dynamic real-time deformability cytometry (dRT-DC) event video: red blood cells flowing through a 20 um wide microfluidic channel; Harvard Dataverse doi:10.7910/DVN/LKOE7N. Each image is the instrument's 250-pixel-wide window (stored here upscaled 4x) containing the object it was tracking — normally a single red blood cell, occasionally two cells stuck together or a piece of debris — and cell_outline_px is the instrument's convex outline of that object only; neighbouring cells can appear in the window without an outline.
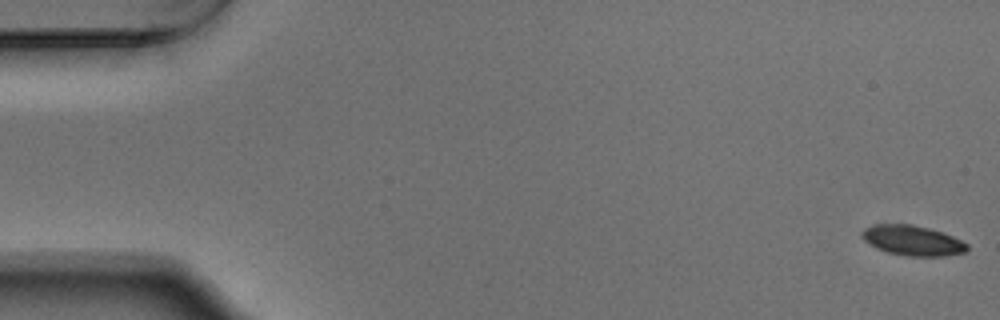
{"species": "Egyptian fruit bat (a non-hibernating species)", "species_latin": "Rousettus aegyptiacus", "temperature_condition": "warm", "stored_images_in_passage": 55, "segment_of_instrument_passage": [1, 2], "camera_frame_rate_fps": 3000, "um_per_image_px": 0.085, "animal": {"sex": "male"}, "frame": {"image": 1, "passage_image": 1, "time_ms": 0.0, "image_size_px": [1000, 320], "cell_outline_px": [[968, 252], [944, 256], [908, 256], [888, 252], [876, 248], [868, 244], [860, 236], [860, 232], [864, 228], [872, 224], [912, 224], [928, 228], [952, 236], [968, 244]], "centroid_in_image_um": [77.53, 20.44], "position_along_channel_um": 7.5, "area_um2": 18.55}}
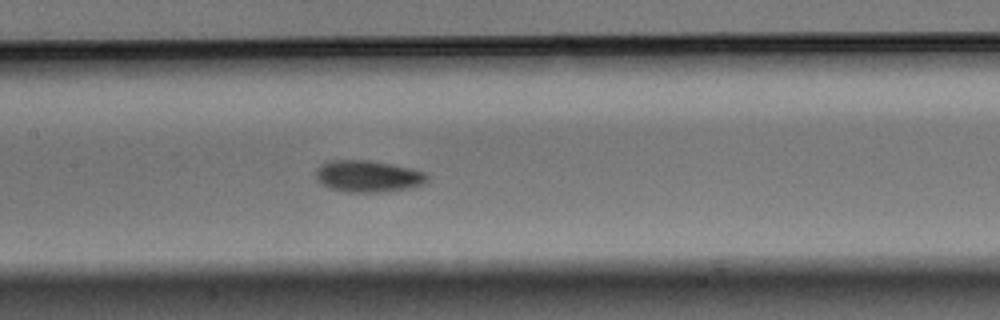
{"frame": {"image": 2, "passage_image": 26, "time_ms": 8.333, "image_size_px": [1000, 320], "cell_outline_px": [[428, 180], [424, 184], [408, 188], [384, 192], [348, 192], [332, 188], [320, 184], [316, 180], [316, 168], [320, 164], [328, 160], [368, 160], [412, 168], [424, 172], [428, 176]], "centroid_in_image_um": [31.26, 14.97], "position_along_channel_um": 176.1, "area_um2": 20.69}}
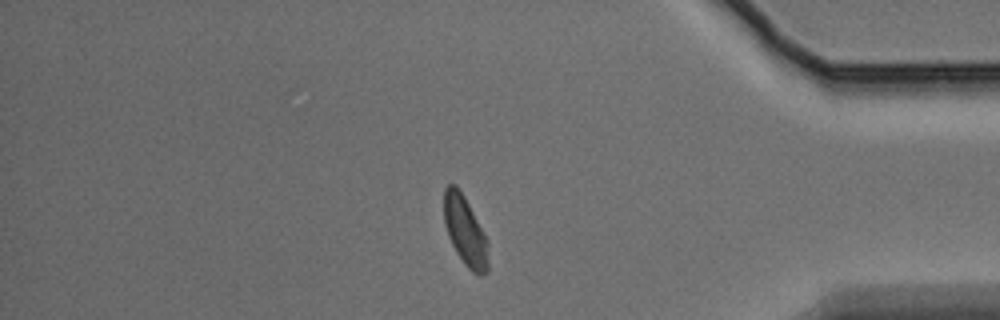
{"frame": {"image": 3, "passage_image": 46, "time_ms": 15.0, "image_size_px": [1000, 320], "cell_outline_px": [[488, 272], [480, 276], [472, 272], [464, 264], [456, 252], [448, 236], [444, 224], [444, 188], [448, 184], [456, 184], [464, 196], [488, 240]], "centroid_in_image_um": [39.54, 19.65], "position_along_channel_um": 395.7, "area_um2": 18.03}}